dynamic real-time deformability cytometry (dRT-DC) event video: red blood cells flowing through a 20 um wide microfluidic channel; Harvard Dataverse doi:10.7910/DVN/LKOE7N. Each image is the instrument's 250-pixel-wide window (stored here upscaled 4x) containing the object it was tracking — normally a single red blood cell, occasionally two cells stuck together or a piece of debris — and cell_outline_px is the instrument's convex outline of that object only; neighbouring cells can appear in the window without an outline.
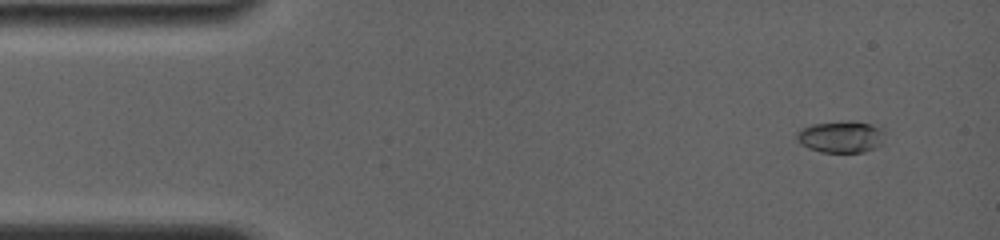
{"species": "common noctule bat (a hibernating species)", "species_latin": "Nyctalus noctula", "temperature_condition": "room temperature", "stored_images_in_passage": 12, "camera_frame_rate_fps": 4000, "um_per_image_px": 0.085, "animal": {"sex": "female", "body_mass_g": 19.0, "forearm_length_mm": 56.7}, "frame": {"image": 1, "passage_image": 1, "time_ms": 0.0, "image_size_px": [1000, 240], "cell_outline_px": [[884, 132], [880, 144], [876, 148], [864, 152], [820, 152], [808, 148], [800, 144], [796, 140], [796, 132], [812, 124], [852, 120], [872, 124], [880, 128]], "centroid_in_image_um": [71.46, 11.63], "position_along_channel_um": 13.5, "area_um2": 16.36}}
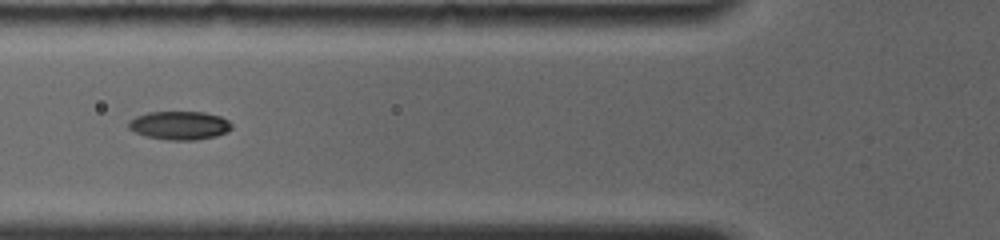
{"frame": {"image": 2, "passage_image": 6, "time_ms": 5.0, "image_size_px": [1000, 240], "cell_outline_px": [[232, 128], [228, 132], [216, 136], [196, 140], [168, 140], [144, 136], [128, 128], [128, 120], [136, 116], [148, 112], [204, 112], [220, 116], [228, 120], [232, 124]], "centroid_in_image_um": [15.26, 10.66], "position_along_channel_um": 110.5, "area_um2": 17.28}}
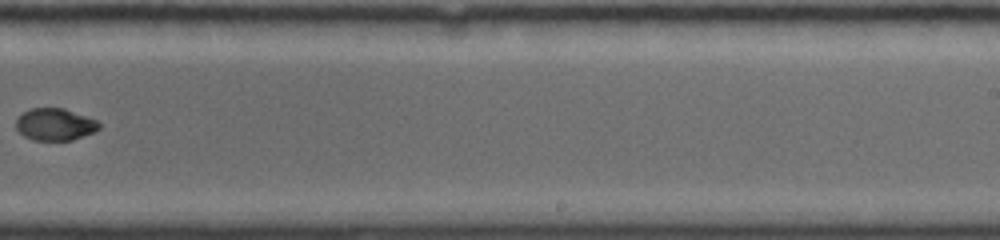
{"frame": {"image": 3, "passage_image": 11, "time_ms": 9.5, "image_size_px": [1000, 240], "cell_outline_px": [[100, 128], [92, 132], [72, 140], [32, 140], [24, 136], [16, 128], [16, 120], [28, 108], [64, 108], [96, 120], [100, 124]], "centroid_in_image_um": [4.65, 10.57], "position_along_channel_um": 284.4, "area_um2": 15.37}}